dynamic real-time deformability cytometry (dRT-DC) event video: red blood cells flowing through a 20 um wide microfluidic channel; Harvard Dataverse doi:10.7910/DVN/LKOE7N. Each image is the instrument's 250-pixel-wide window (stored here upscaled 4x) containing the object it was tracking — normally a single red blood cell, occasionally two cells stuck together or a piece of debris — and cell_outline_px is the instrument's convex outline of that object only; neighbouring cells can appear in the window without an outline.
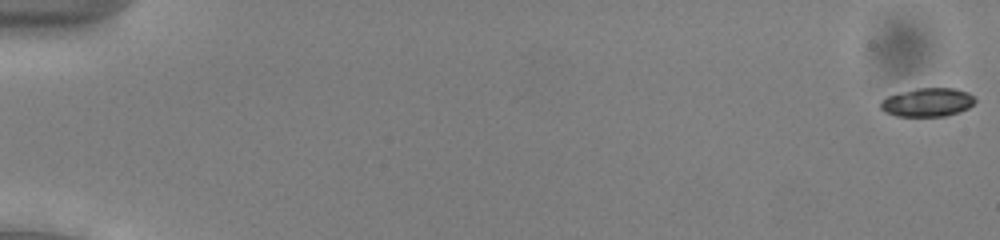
{"species": "common noctule bat (a hibernating species)", "species_latin": "Nyctalus noctula", "temperature_condition": "cold", "stored_images_in_passage": 54, "camera_frame_rate_fps": 3000, "um_per_image_px": 0.085, "animal": {"sex": "male", "body_mass_g": 13.0, "forearm_length_mm": 53.1}, "frame": {"image": 1, "passage_image": 1, "time_ms": 0.0, "image_size_px": [1000, 240], "cell_outline_px": [[976, 100], [968, 108], [960, 112], [944, 116], [896, 116], [884, 112], [880, 108], [880, 100], [888, 96], [916, 88], [956, 88], [968, 92]], "centroid_in_image_um": [78.82, 8.7], "position_along_channel_um": 6.2, "area_um2": 15.78}}
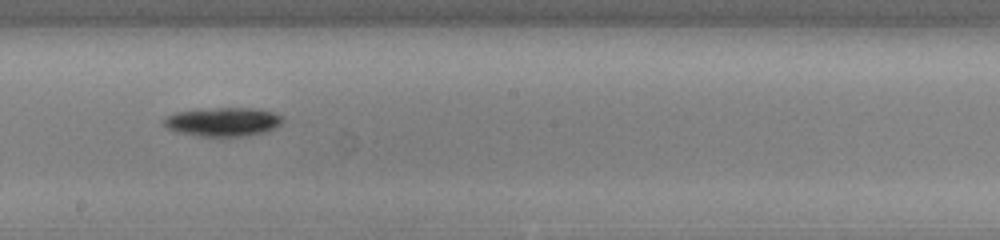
{"frame": {"image": 2, "passage_image": 32, "time_ms": 10.333, "image_size_px": [1000, 240], "cell_outline_px": [[284, 120], [280, 124], [264, 132], [248, 136], [200, 136], [176, 132], [168, 128], [160, 120], [164, 116], [176, 112], [196, 108], [252, 108], [272, 112], [284, 116]], "centroid_in_image_um": [18.89, 10.34], "position_along_channel_um": 229.3, "area_um2": 20.23}}
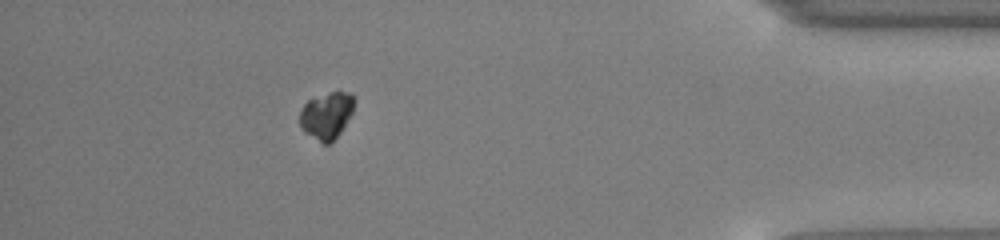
{"frame": {"image": 3, "passage_image": 49, "time_ms": 16.0, "image_size_px": [1000, 240], "cell_outline_px": [[356, 100], [352, 112], [340, 132], [328, 144], [324, 144], [304, 132], [300, 128], [300, 112], [304, 104], [308, 100], [328, 92], [352, 92]], "centroid_in_image_um": [27.76, 9.79], "position_along_channel_um": 407.4, "area_um2": 14.8}, "authors_computed_cell_mechanics": {"area_um2": 16.8776, "velocity_mm_per_s": 3.9142, "shape_relaxation_time_tau1_ms": 1.9811, "shape_relaxation_time_tau2_ms": null, "deformation_change_tau1": 0.086, "deformation_change_tau2": null}}